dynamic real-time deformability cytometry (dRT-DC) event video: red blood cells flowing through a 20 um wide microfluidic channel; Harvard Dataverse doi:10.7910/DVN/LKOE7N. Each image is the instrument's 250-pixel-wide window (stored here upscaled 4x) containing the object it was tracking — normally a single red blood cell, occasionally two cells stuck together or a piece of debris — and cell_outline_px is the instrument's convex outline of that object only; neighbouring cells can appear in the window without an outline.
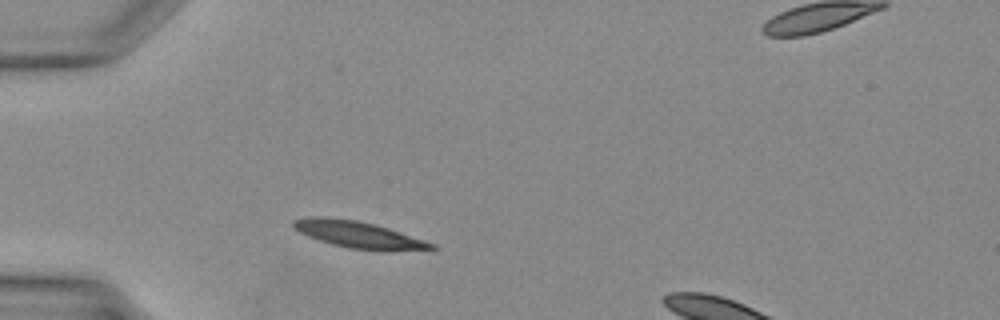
{"species": "Egyptian fruit bat (a non-hibernating species)", "species_latin": "Rousettus aegyptiacus", "temperature_condition": "warm", "stored_images_in_passage": 33, "camera_frame_rate_fps": 3000, "um_per_image_px": 0.085, "animal": {"sex": "female"}, "frame": {"image": 1, "passage_image": 4, "time_ms": 1.0, "image_size_px": [1000, 320], "cell_outline_px": [[440, 248], [432, 252], [384, 252], [348, 248], [332, 244], [308, 236], [292, 228], [292, 220], [312, 216], [324, 216], [356, 220], [376, 224], [436, 244]], "centroid_in_image_um": [30.64, 19.99], "position_along_channel_um": 54.4, "area_um2": 22.48}}
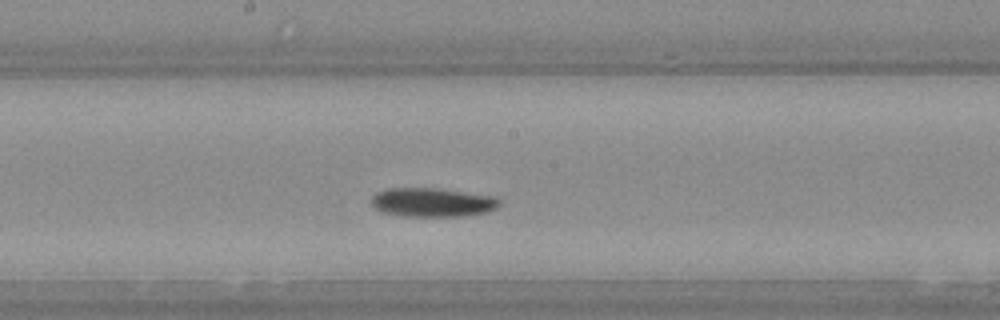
{"frame": {"image": 2, "passage_image": 14, "time_ms": 4.333, "image_size_px": [1000, 320], "cell_outline_px": [[500, 204], [496, 208], [488, 212], [464, 216], [404, 216], [380, 212], [372, 204], [372, 196], [376, 192], [388, 188], [440, 188], [496, 196], [500, 200]], "centroid_in_image_um": [36.78, 17.19], "position_along_channel_um": 211.4, "area_um2": 21.85}}
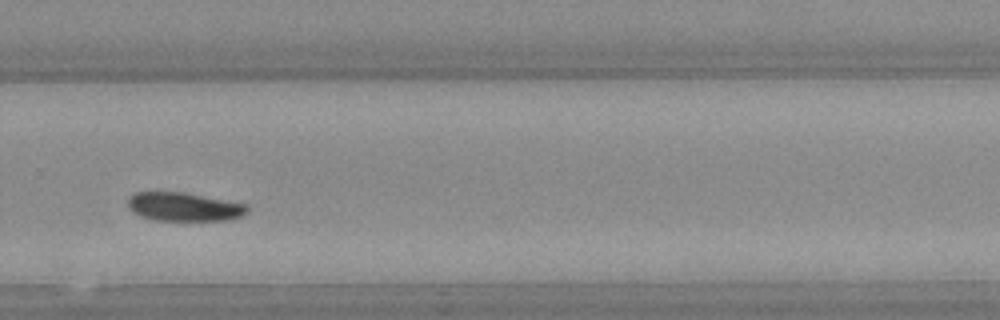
{"frame": {"image": 3, "passage_image": 20, "time_ms": 6.333, "image_size_px": [1000, 320], "cell_outline_px": [[248, 212], [240, 216], [228, 220], [156, 220], [140, 216], [128, 208], [128, 200], [136, 192], [180, 192], [248, 204]], "centroid_in_image_um": [15.65, 17.58], "position_along_channel_um": 314.2, "area_um2": 19.65}}